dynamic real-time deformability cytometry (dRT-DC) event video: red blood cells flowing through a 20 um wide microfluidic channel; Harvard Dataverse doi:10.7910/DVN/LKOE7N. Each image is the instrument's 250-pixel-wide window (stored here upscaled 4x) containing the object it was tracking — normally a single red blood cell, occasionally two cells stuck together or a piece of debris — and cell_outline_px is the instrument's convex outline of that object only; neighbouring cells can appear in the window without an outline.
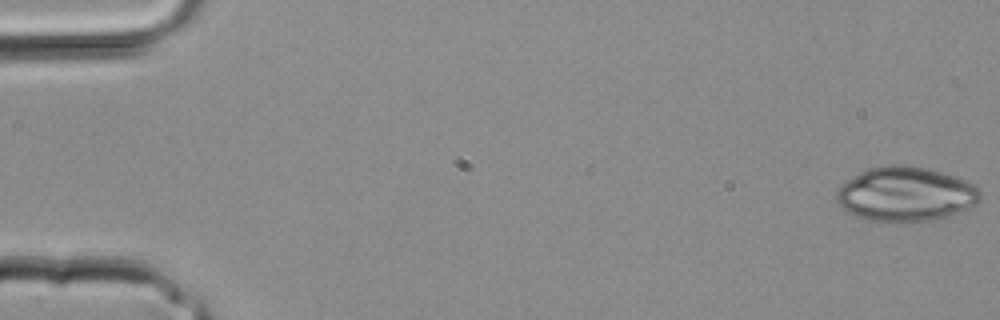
{"species": "common noctule bat (a hibernating species)", "species_latin": "Nyctalus noctula", "temperature_condition": "room temperature", "stored_images_in_passage": 3, "camera_frame_rate_fps": 3000, "um_per_image_px": 0.085, "animal": {"sex": "male", "body_mass_g": 20.4}, "frame": {"image": 1, "passage_image": 1, "time_ms": 0.0, "image_size_px": [1000, 320], "cell_outline_px": [[980, 200], [976, 204], [960, 212], [928, 220], [868, 220], [844, 212], [836, 200], [836, 188], [840, 184], [860, 172], [868, 168], [884, 164], [904, 164], [928, 168], [964, 180], [980, 188]], "centroid_in_image_um": [76.92, 16.47], "position_along_channel_um": 8.1, "area_um2": 45.43}}